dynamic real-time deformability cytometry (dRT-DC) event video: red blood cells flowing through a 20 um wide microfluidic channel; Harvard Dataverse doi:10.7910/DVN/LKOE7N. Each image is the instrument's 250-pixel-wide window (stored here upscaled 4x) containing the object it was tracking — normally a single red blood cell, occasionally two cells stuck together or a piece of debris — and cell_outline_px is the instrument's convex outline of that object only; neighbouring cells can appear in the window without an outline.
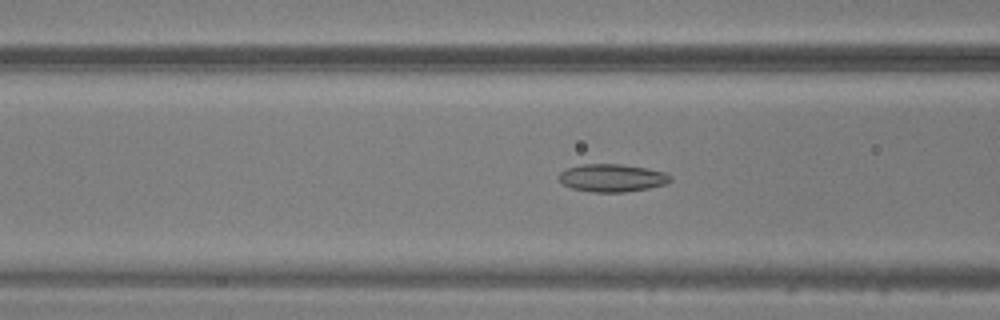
{"species": "common noctule bat (a hibernating species)", "species_latin": "Nyctalus noctula", "temperature_condition": "warm", "stored_images_in_passage": 28, "camera_frame_rate_fps": 3000, "um_per_image_px": 0.085, "animal": {"sex": "male", "body_mass_g": 20.5, "forearm_length_mm": 52.5}, "frame": {"image": 1, "passage_image": 20, "time_ms": 6.333, "image_size_px": [1000, 320], "cell_outline_px": [[672, 180], [664, 184], [648, 188], [624, 192], [592, 192], [572, 188], [564, 184], [556, 176], [560, 172], [568, 168], [580, 164], [620, 164], [644, 168], [664, 172], [672, 176]], "centroid_in_image_um": [52.0, 15.12], "position_along_channel_um": 114.6, "area_um2": 17.92}}
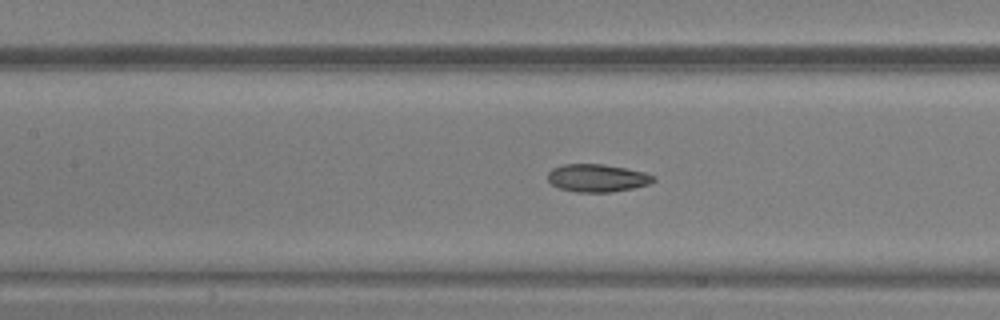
{"frame": {"image": 2, "passage_image": 23, "time_ms": 7.333, "image_size_px": [1000, 320], "cell_outline_px": [[656, 180], [648, 184], [632, 188], [612, 192], [576, 192], [560, 188], [552, 184], [548, 180], [548, 172], [552, 168], [560, 164], [604, 164], [644, 172], [656, 176]], "centroid_in_image_um": [50.75, 15.12], "position_along_channel_um": 156.6, "area_um2": 17.11}}
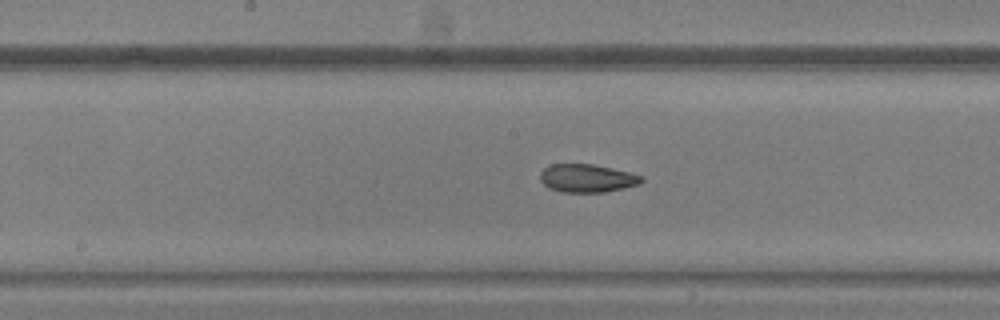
{"frame": {"image": 3, "passage_image": 26, "time_ms": 8.333, "image_size_px": [1000, 320], "cell_outline_px": [[644, 180], [640, 184], [624, 188], [604, 192], [560, 192], [548, 188], [540, 180], [540, 172], [544, 168], [552, 164], [592, 164], [632, 172], [644, 176]], "centroid_in_image_um": [49.93, 15.15], "position_along_channel_um": 198.3, "area_um2": 16.82}}